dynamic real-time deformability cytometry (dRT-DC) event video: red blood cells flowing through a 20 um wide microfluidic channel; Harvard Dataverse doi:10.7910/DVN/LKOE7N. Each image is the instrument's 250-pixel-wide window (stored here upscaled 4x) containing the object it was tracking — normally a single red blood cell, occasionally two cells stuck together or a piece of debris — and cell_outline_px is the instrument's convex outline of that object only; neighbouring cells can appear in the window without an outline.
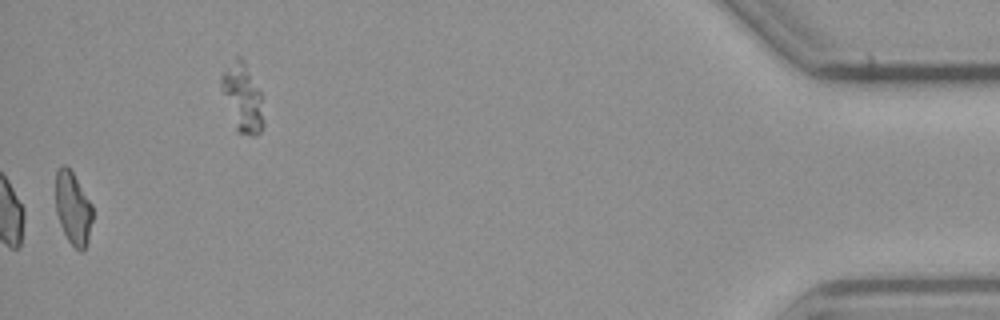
{"species": "common noctule bat (a hibernating species)", "species_latin": "Nyctalus noctula", "temperature_condition": "cold", "stored_images_in_passage": 43, "camera_frame_rate_fps": 3000, "um_per_image_px": 0.085, "animal": {"sex": "male", "body_mass_g": 23.1, "forearm_length_mm": 52.7}, "frame": {"image": 1, "passage_image": 43, "time_ms": 14.0, "image_size_px": [1000, 320], "cell_outline_px": [[92, 220], [88, 240], [84, 252], [80, 252], [68, 240], [60, 224], [56, 212], [56, 168], [64, 164], [72, 172], [92, 204]], "centroid_in_image_um": [6.2, 17.71], "position_along_channel_um": 429.0, "area_um2": 15.61}}